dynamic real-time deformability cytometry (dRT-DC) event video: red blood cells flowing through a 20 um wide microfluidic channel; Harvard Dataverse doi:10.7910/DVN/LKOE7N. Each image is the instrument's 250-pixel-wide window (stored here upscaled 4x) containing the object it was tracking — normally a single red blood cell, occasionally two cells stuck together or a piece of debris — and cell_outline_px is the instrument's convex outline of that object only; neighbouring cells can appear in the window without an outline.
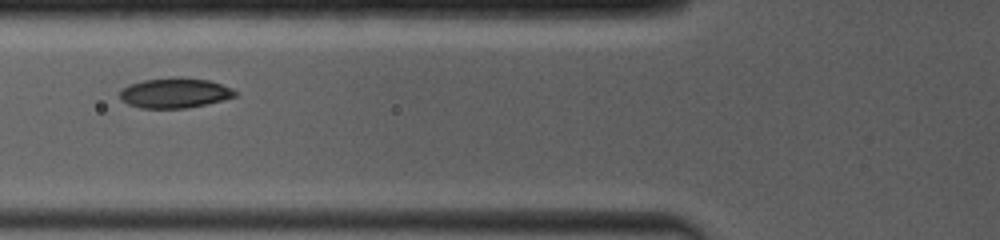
{"species": "common noctule bat (a hibernating species)", "species_latin": "Nyctalus noctula", "temperature_condition": "room temperature", "stored_images_in_passage": 7, "camera_frame_rate_fps": 4000, "um_per_image_px": 0.085, "animal": {"sex": "female", "body_mass_g": 19.0, "forearm_length_mm": 53.3}, "frame": {"image": 1, "passage_image": 4, "time_ms": 1.75, "image_size_px": [1000, 240], "cell_outline_px": [[236, 96], [224, 100], [208, 104], [188, 108], [140, 108], [128, 104], [120, 100], [120, 92], [128, 84], [144, 80], [180, 76], [208, 80], [232, 88], [236, 92]], "centroid_in_image_um": [14.86, 7.9], "position_along_channel_um": 110.9, "area_um2": 20.35}}